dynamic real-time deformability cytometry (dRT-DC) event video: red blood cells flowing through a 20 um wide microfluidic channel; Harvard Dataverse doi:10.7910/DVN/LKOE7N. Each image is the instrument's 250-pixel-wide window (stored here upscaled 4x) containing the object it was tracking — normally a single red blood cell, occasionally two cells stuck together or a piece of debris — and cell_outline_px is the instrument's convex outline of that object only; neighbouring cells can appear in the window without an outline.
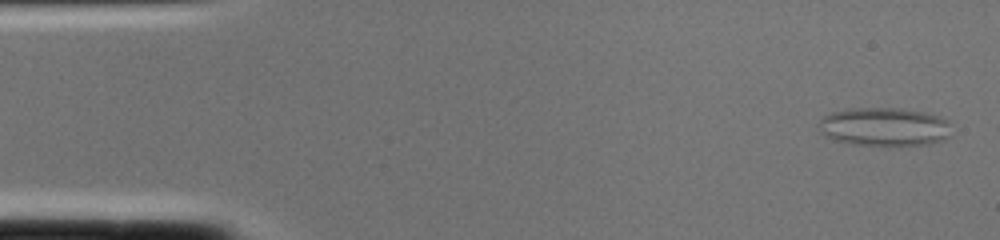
{"species": "common noctule bat (a hibernating species)", "species_latin": "Nyctalus noctula", "temperature_condition": "cold", "stored_images_in_passage": 2, "camera_frame_rate_fps": 3000, "um_per_image_px": 0.085, "animal": {"sex": "female", "body_mass_g": 22.0, "forearm_length_mm": 56.7}, "frame": {"image": 1, "passage_image": 1, "time_ms": 0.0, "image_size_px": [1000, 240], "cell_outline_px": [[952, 136], [944, 140], [928, 144], [888, 148], [852, 144], [836, 140], [824, 136], [820, 132], [816, 124], [820, 116], [832, 112], [848, 108], [900, 108], [924, 112], [940, 116], [948, 120]], "centroid_in_image_um": [75.15, 10.81], "position_along_channel_um": 9.8, "area_um2": 31.1}}
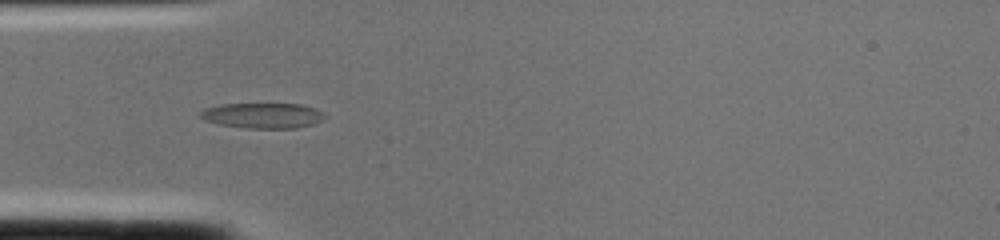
{"frame": {"image": 2, "passage_image": 2, "time_ms": 0.333, "image_size_px": [1000, 240], "cell_outline_px": [[328, 116], [312, 124], [296, 128], [244, 128], [220, 124], [204, 120], [196, 116], [196, 112], [204, 108], [220, 104], [300, 104], [316, 108], [324, 112]], "centroid_in_image_um": [22.28, 9.81], "position_along_channel_um": 62.7, "area_um2": 18.67}}